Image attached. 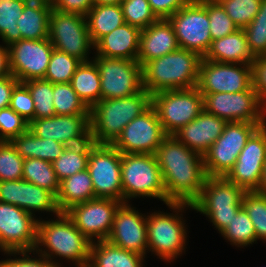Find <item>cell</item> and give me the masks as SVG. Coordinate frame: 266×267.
Here are the masks:
<instances>
[{
    "instance_id": "44dd1931",
    "label": "cell",
    "mask_w": 266,
    "mask_h": 267,
    "mask_svg": "<svg viewBox=\"0 0 266 267\" xmlns=\"http://www.w3.org/2000/svg\"><path fill=\"white\" fill-rule=\"evenodd\" d=\"M29 129L41 139H52L66 146H76L91 140L90 114L34 119L29 123Z\"/></svg>"
},
{
    "instance_id": "83f0119b",
    "label": "cell",
    "mask_w": 266,
    "mask_h": 267,
    "mask_svg": "<svg viewBox=\"0 0 266 267\" xmlns=\"http://www.w3.org/2000/svg\"><path fill=\"white\" fill-rule=\"evenodd\" d=\"M96 242L91 243L88 267H143L145 256L122 249L108 240Z\"/></svg>"
},
{
    "instance_id": "60d3db41",
    "label": "cell",
    "mask_w": 266,
    "mask_h": 267,
    "mask_svg": "<svg viewBox=\"0 0 266 267\" xmlns=\"http://www.w3.org/2000/svg\"><path fill=\"white\" fill-rule=\"evenodd\" d=\"M242 207L253 223L256 241L259 239L266 241V195L256 191L246 192Z\"/></svg>"
},
{
    "instance_id": "e0dca14e",
    "label": "cell",
    "mask_w": 266,
    "mask_h": 267,
    "mask_svg": "<svg viewBox=\"0 0 266 267\" xmlns=\"http://www.w3.org/2000/svg\"><path fill=\"white\" fill-rule=\"evenodd\" d=\"M167 136L155 108L151 106L127 124L112 145L122 154H155Z\"/></svg>"
},
{
    "instance_id": "3957f363",
    "label": "cell",
    "mask_w": 266,
    "mask_h": 267,
    "mask_svg": "<svg viewBox=\"0 0 266 267\" xmlns=\"http://www.w3.org/2000/svg\"><path fill=\"white\" fill-rule=\"evenodd\" d=\"M151 106L152 95L144 88L132 96L100 100L89 109L91 140L112 145L125 126Z\"/></svg>"
},
{
    "instance_id": "816d5d0a",
    "label": "cell",
    "mask_w": 266,
    "mask_h": 267,
    "mask_svg": "<svg viewBox=\"0 0 266 267\" xmlns=\"http://www.w3.org/2000/svg\"><path fill=\"white\" fill-rule=\"evenodd\" d=\"M191 0H148L152 11L159 19H168Z\"/></svg>"
},
{
    "instance_id": "cb8c5ba5",
    "label": "cell",
    "mask_w": 266,
    "mask_h": 267,
    "mask_svg": "<svg viewBox=\"0 0 266 267\" xmlns=\"http://www.w3.org/2000/svg\"><path fill=\"white\" fill-rule=\"evenodd\" d=\"M227 121L205 109L190 123L184 125L174 136L191 150L202 156L222 135Z\"/></svg>"
},
{
    "instance_id": "ac0fdd59",
    "label": "cell",
    "mask_w": 266,
    "mask_h": 267,
    "mask_svg": "<svg viewBox=\"0 0 266 267\" xmlns=\"http://www.w3.org/2000/svg\"><path fill=\"white\" fill-rule=\"evenodd\" d=\"M123 202L108 198H94L74 205L65 213L92 243L107 240L111 233L116 210Z\"/></svg>"
},
{
    "instance_id": "30bf717a",
    "label": "cell",
    "mask_w": 266,
    "mask_h": 267,
    "mask_svg": "<svg viewBox=\"0 0 266 267\" xmlns=\"http://www.w3.org/2000/svg\"><path fill=\"white\" fill-rule=\"evenodd\" d=\"M266 123L227 122L222 135L203 155L207 176H226L250 136Z\"/></svg>"
},
{
    "instance_id": "7dc6e473",
    "label": "cell",
    "mask_w": 266,
    "mask_h": 267,
    "mask_svg": "<svg viewBox=\"0 0 266 267\" xmlns=\"http://www.w3.org/2000/svg\"><path fill=\"white\" fill-rule=\"evenodd\" d=\"M29 129V122L10 106L0 109V141H11Z\"/></svg>"
},
{
    "instance_id": "9c48e42d",
    "label": "cell",
    "mask_w": 266,
    "mask_h": 267,
    "mask_svg": "<svg viewBox=\"0 0 266 267\" xmlns=\"http://www.w3.org/2000/svg\"><path fill=\"white\" fill-rule=\"evenodd\" d=\"M49 40L54 49L88 62L89 50L95 48L88 31L86 16L51 10L49 16Z\"/></svg>"
},
{
    "instance_id": "ab89813d",
    "label": "cell",
    "mask_w": 266,
    "mask_h": 267,
    "mask_svg": "<svg viewBox=\"0 0 266 267\" xmlns=\"http://www.w3.org/2000/svg\"><path fill=\"white\" fill-rule=\"evenodd\" d=\"M23 83L28 87L34 101V119L55 116L53 83L44 79H32Z\"/></svg>"
},
{
    "instance_id": "680465c9",
    "label": "cell",
    "mask_w": 266,
    "mask_h": 267,
    "mask_svg": "<svg viewBox=\"0 0 266 267\" xmlns=\"http://www.w3.org/2000/svg\"><path fill=\"white\" fill-rule=\"evenodd\" d=\"M40 1H46V2H49V3L51 2V0H40Z\"/></svg>"
},
{
    "instance_id": "d4e9b609",
    "label": "cell",
    "mask_w": 266,
    "mask_h": 267,
    "mask_svg": "<svg viewBox=\"0 0 266 267\" xmlns=\"http://www.w3.org/2000/svg\"><path fill=\"white\" fill-rule=\"evenodd\" d=\"M179 48L173 25L168 19H159L141 30L137 61L143 67L147 62Z\"/></svg>"
},
{
    "instance_id": "f907efd6",
    "label": "cell",
    "mask_w": 266,
    "mask_h": 267,
    "mask_svg": "<svg viewBox=\"0 0 266 267\" xmlns=\"http://www.w3.org/2000/svg\"><path fill=\"white\" fill-rule=\"evenodd\" d=\"M251 68L253 89L266 109V56L256 57Z\"/></svg>"
},
{
    "instance_id": "4dcf8cb0",
    "label": "cell",
    "mask_w": 266,
    "mask_h": 267,
    "mask_svg": "<svg viewBox=\"0 0 266 267\" xmlns=\"http://www.w3.org/2000/svg\"><path fill=\"white\" fill-rule=\"evenodd\" d=\"M10 142L23 159L38 158L51 163L59 158L67 147L52 139H41L30 129L14 137Z\"/></svg>"
},
{
    "instance_id": "7402d4cb",
    "label": "cell",
    "mask_w": 266,
    "mask_h": 267,
    "mask_svg": "<svg viewBox=\"0 0 266 267\" xmlns=\"http://www.w3.org/2000/svg\"><path fill=\"white\" fill-rule=\"evenodd\" d=\"M107 240L122 249L145 256L148 252L147 216L130 204L122 203L116 210Z\"/></svg>"
},
{
    "instance_id": "e575fe53",
    "label": "cell",
    "mask_w": 266,
    "mask_h": 267,
    "mask_svg": "<svg viewBox=\"0 0 266 267\" xmlns=\"http://www.w3.org/2000/svg\"><path fill=\"white\" fill-rule=\"evenodd\" d=\"M22 179L51 192L55 197L58 194L59 181L49 161L38 158L24 159Z\"/></svg>"
},
{
    "instance_id": "ee69618b",
    "label": "cell",
    "mask_w": 266,
    "mask_h": 267,
    "mask_svg": "<svg viewBox=\"0 0 266 267\" xmlns=\"http://www.w3.org/2000/svg\"><path fill=\"white\" fill-rule=\"evenodd\" d=\"M125 23L140 30L146 29L159 20L152 11L148 0H122L120 3Z\"/></svg>"
},
{
    "instance_id": "c3c4849f",
    "label": "cell",
    "mask_w": 266,
    "mask_h": 267,
    "mask_svg": "<svg viewBox=\"0 0 266 267\" xmlns=\"http://www.w3.org/2000/svg\"><path fill=\"white\" fill-rule=\"evenodd\" d=\"M10 107L29 123L34 120L35 106L28 87L19 82L13 89Z\"/></svg>"
},
{
    "instance_id": "484cf974",
    "label": "cell",
    "mask_w": 266,
    "mask_h": 267,
    "mask_svg": "<svg viewBox=\"0 0 266 267\" xmlns=\"http://www.w3.org/2000/svg\"><path fill=\"white\" fill-rule=\"evenodd\" d=\"M140 32L139 28L124 23L95 44V56L137 60Z\"/></svg>"
},
{
    "instance_id": "6da1fadb",
    "label": "cell",
    "mask_w": 266,
    "mask_h": 267,
    "mask_svg": "<svg viewBox=\"0 0 266 267\" xmlns=\"http://www.w3.org/2000/svg\"><path fill=\"white\" fill-rule=\"evenodd\" d=\"M166 190V204H193L208 177L203 156L168 135L155 153Z\"/></svg>"
},
{
    "instance_id": "681fc988",
    "label": "cell",
    "mask_w": 266,
    "mask_h": 267,
    "mask_svg": "<svg viewBox=\"0 0 266 267\" xmlns=\"http://www.w3.org/2000/svg\"><path fill=\"white\" fill-rule=\"evenodd\" d=\"M4 254L8 255H21L22 258H14V259H6L3 261H0V267H56L50 260H48L46 257L42 255H38L41 258H29L30 256L28 254L31 253V251H9V252H3Z\"/></svg>"
},
{
    "instance_id": "8fae6325",
    "label": "cell",
    "mask_w": 266,
    "mask_h": 267,
    "mask_svg": "<svg viewBox=\"0 0 266 267\" xmlns=\"http://www.w3.org/2000/svg\"><path fill=\"white\" fill-rule=\"evenodd\" d=\"M100 73L101 100L132 96L143 89L142 66L137 60L95 56Z\"/></svg>"
},
{
    "instance_id": "ffe728a7",
    "label": "cell",
    "mask_w": 266,
    "mask_h": 267,
    "mask_svg": "<svg viewBox=\"0 0 266 267\" xmlns=\"http://www.w3.org/2000/svg\"><path fill=\"white\" fill-rule=\"evenodd\" d=\"M266 160V124L260 126L247 140L233 168L225 176L246 192L257 191Z\"/></svg>"
},
{
    "instance_id": "74e56055",
    "label": "cell",
    "mask_w": 266,
    "mask_h": 267,
    "mask_svg": "<svg viewBox=\"0 0 266 267\" xmlns=\"http://www.w3.org/2000/svg\"><path fill=\"white\" fill-rule=\"evenodd\" d=\"M55 115L90 114L89 108L78 97L71 83L53 84Z\"/></svg>"
},
{
    "instance_id": "6f0895ef",
    "label": "cell",
    "mask_w": 266,
    "mask_h": 267,
    "mask_svg": "<svg viewBox=\"0 0 266 267\" xmlns=\"http://www.w3.org/2000/svg\"><path fill=\"white\" fill-rule=\"evenodd\" d=\"M93 5H116L120 4L122 0H92Z\"/></svg>"
},
{
    "instance_id": "836d02e7",
    "label": "cell",
    "mask_w": 266,
    "mask_h": 267,
    "mask_svg": "<svg viewBox=\"0 0 266 267\" xmlns=\"http://www.w3.org/2000/svg\"><path fill=\"white\" fill-rule=\"evenodd\" d=\"M95 145L92 140H88L76 146H67L64 152L52 162L58 181L74 175L79 171L87 169L90 149Z\"/></svg>"
},
{
    "instance_id": "4fadbf2b",
    "label": "cell",
    "mask_w": 266,
    "mask_h": 267,
    "mask_svg": "<svg viewBox=\"0 0 266 267\" xmlns=\"http://www.w3.org/2000/svg\"><path fill=\"white\" fill-rule=\"evenodd\" d=\"M204 109L227 122L266 123V109L253 86L236 93L201 94Z\"/></svg>"
},
{
    "instance_id": "7c38bea8",
    "label": "cell",
    "mask_w": 266,
    "mask_h": 267,
    "mask_svg": "<svg viewBox=\"0 0 266 267\" xmlns=\"http://www.w3.org/2000/svg\"><path fill=\"white\" fill-rule=\"evenodd\" d=\"M121 161L122 153L113 145L95 144L90 149L87 170L93 182L95 198L123 202Z\"/></svg>"
},
{
    "instance_id": "7bdbcfd3",
    "label": "cell",
    "mask_w": 266,
    "mask_h": 267,
    "mask_svg": "<svg viewBox=\"0 0 266 267\" xmlns=\"http://www.w3.org/2000/svg\"><path fill=\"white\" fill-rule=\"evenodd\" d=\"M198 1L207 9L212 40L225 37L239 29L217 0Z\"/></svg>"
},
{
    "instance_id": "1f68e13d",
    "label": "cell",
    "mask_w": 266,
    "mask_h": 267,
    "mask_svg": "<svg viewBox=\"0 0 266 267\" xmlns=\"http://www.w3.org/2000/svg\"><path fill=\"white\" fill-rule=\"evenodd\" d=\"M86 20L90 38L94 45L103 36L125 23L120 4L93 5L86 15Z\"/></svg>"
},
{
    "instance_id": "603a6c76",
    "label": "cell",
    "mask_w": 266,
    "mask_h": 267,
    "mask_svg": "<svg viewBox=\"0 0 266 267\" xmlns=\"http://www.w3.org/2000/svg\"><path fill=\"white\" fill-rule=\"evenodd\" d=\"M0 202L9 203L26 212H50L56 216L60 213L56 197L49 191L24 179L0 181Z\"/></svg>"
},
{
    "instance_id": "ba28073f",
    "label": "cell",
    "mask_w": 266,
    "mask_h": 267,
    "mask_svg": "<svg viewBox=\"0 0 266 267\" xmlns=\"http://www.w3.org/2000/svg\"><path fill=\"white\" fill-rule=\"evenodd\" d=\"M152 106L167 135H174L204 110V97L199 90H166L152 95Z\"/></svg>"
},
{
    "instance_id": "5bb4252c",
    "label": "cell",
    "mask_w": 266,
    "mask_h": 267,
    "mask_svg": "<svg viewBox=\"0 0 266 267\" xmlns=\"http://www.w3.org/2000/svg\"><path fill=\"white\" fill-rule=\"evenodd\" d=\"M168 20L173 25L179 47L203 58L212 42L207 9L198 0H191Z\"/></svg>"
},
{
    "instance_id": "52a82bcc",
    "label": "cell",
    "mask_w": 266,
    "mask_h": 267,
    "mask_svg": "<svg viewBox=\"0 0 266 267\" xmlns=\"http://www.w3.org/2000/svg\"><path fill=\"white\" fill-rule=\"evenodd\" d=\"M123 203L131 198H158L166 204V190L155 154H122Z\"/></svg>"
},
{
    "instance_id": "d590c367",
    "label": "cell",
    "mask_w": 266,
    "mask_h": 267,
    "mask_svg": "<svg viewBox=\"0 0 266 267\" xmlns=\"http://www.w3.org/2000/svg\"><path fill=\"white\" fill-rule=\"evenodd\" d=\"M29 0H0V37L6 46L21 39L17 21Z\"/></svg>"
},
{
    "instance_id": "bcb514c9",
    "label": "cell",
    "mask_w": 266,
    "mask_h": 267,
    "mask_svg": "<svg viewBox=\"0 0 266 267\" xmlns=\"http://www.w3.org/2000/svg\"><path fill=\"white\" fill-rule=\"evenodd\" d=\"M24 159L9 141H0V181L21 180Z\"/></svg>"
},
{
    "instance_id": "f35d334b",
    "label": "cell",
    "mask_w": 266,
    "mask_h": 267,
    "mask_svg": "<svg viewBox=\"0 0 266 267\" xmlns=\"http://www.w3.org/2000/svg\"><path fill=\"white\" fill-rule=\"evenodd\" d=\"M80 64L79 59L54 49L44 80L53 84L69 83Z\"/></svg>"
},
{
    "instance_id": "9f6ffc18",
    "label": "cell",
    "mask_w": 266,
    "mask_h": 267,
    "mask_svg": "<svg viewBox=\"0 0 266 267\" xmlns=\"http://www.w3.org/2000/svg\"><path fill=\"white\" fill-rule=\"evenodd\" d=\"M256 192L266 195V160L263 166V175H262L261 183Z\"/></svg>"
},
{
    "instance_id": "db71d44e",
    "label": "cell",
    "mask_w": 266,
    "mask_h": 267,
    "mask_svg": "<svg viewBox=\"0 0 266 267\" xmlns=\"http://www.w3.org/2000/svg\"><path fill=\"white\" fill-rule=\"evenodd\" d=\"M18 83L12 74L0 78V109L10 106L12 91Z\"/></svg>"
},
{
    "instance_id": "4316f807",
    "label": "cell",
    "mask_w": 266,
    "mask_h": 267,
    "mask_svg": "<svg viewBox=\"0 0 266 267\" xmlns=\"http://www.w3.org/2000/svg\"><path fill=\"white\" fill-rule=\"evenodd\" d=\"M203 59L220 63L251 65L255 57L249 49L244 30L239 28L225 37L212 40Z\"/></svg>"
},
{
    "instance_id": "d6a6232c",
    "label": "cell",
    "mask_w": 266,
    "mask_h": 267,
    "mask_svg": "<svg viewBox=\"0 0 266 267\" xmlns=\"http://www.w3.org/2000/svg\"><path fill=\"white\" fill-rule=\"evenodd\" d=\"M70 83L89 109L101 100L100 73L93 60L81 62Z\"/></svg>"
},
{
    "instance_id": "d6986e66",
    "label": "cell",
    "mask_w": 266,
    "mask_h": 267,
    "mask_svg": "<svg viewBox=\"0 0 266 267\" xmlns=\"http://www.w3.org/2000/svg\"><path fill=\"white\" fill-rule=\"evenodd\" d=\"M38 219L18 206L0 202V251H34Z\"/></svg>"
},
{
    "instance_id": "f5cc1de1",
    "label": "cell",
    "mask_w": 266,
    "mask_h": 267,
    "mask_svg": "<svg viewBox=\"0 0 266 267\" xmlns=\"http://www.w3.org/2000/svg\"><path fill=\"white\" fill-rule=\"evenodd\" d=\"M53 9L62 12L77 13L86 16L93 7L92 0H51Z\"/></svg>"
},
{
    "instance_id": "f6af8a7d",
    "label": "cell",
    "mask_w": 266,
    "mask_h": 267,
    "mask_svg": "<svg viewBox=\"0 0 266 267\" xmlns=\"http://www.w3.org/2000/svg\"><path fill=\"white\" fill-rule=\"evenodd\" d=\"M238 28L249 25L260 9L262 0H217Z\"/></svg>"
},
{
    "instance_id": "2e32d148",
    "label": "cell",
    "mask_w": 266,
    "mask_h": 267,
    "mask_svg": "<svg viewBox=\"0 0 266 267\" xmlns=\"http://www.w3.org/2000/svg\"><path fill=\"white\" fill-rule=\"evenodd\" d=\"M53 50L49 38L14 42L8 46L10 73L22 83L44 79Z\"/></svg>"
},
{
    "instance_id": "5b68a950",
    "label": "cell",
    "mask_w": 266,
    "mask_h": 267,
    "mask_svg": "<svg viewBox=\"0 0 266 267\" xmlns=\"http://www.w3.org/2000/svg\"><path fill=\"white\" fill-rule=\"evenodd\" d=\"M166 205L177 214L153 212L147 215V241L148 251L154 252L160 259L170 263L184 252L186 246L185 221L178 212H183L185 207L193 209V205L187 203Z\"/></svg>"
},
{
    "instance_id": "11a10c76",
    "label": "cell",
    "mask_w": 266,
    "mask_h": 267,
    "mask_svg": "<svg viewBox=\"0 0 266 267\" xmlns=\"http://www.w3.org/2000/svg\"><path fill=\"white\" fill-rule=\"evenodd\" d=\"M8 47L0 45V78L10 75Z\"/></svg>"
},
{
    "instance_id": "f546056e",
    "label": "cell",
    "mask_w": 266,
    "mask_h": 267,
    "mask_svg": "<svg viewBox=\"0 0 266 267\" xmlns=\"http://www.w3.org/2000/svg\"><path fill=\"white\" fill-rule=\"evenodd\" d=\"M94 198L93 182L87 169L79 171L59 182L56 203L60 213H65L74 205Z\"/></svg>"
},
{
    "instance_id": "277c9868",
    "label": "cell",
    "mask_w": 266,
    "mask_h": 267,
    "mask_svg": "<svg viewBox=\"0 0 266 267\" xmlns=\"http://www.w3.org/2000/svg\"><path fill=\"white\" fill-rule=\"evenodd\" d=\"M202 57L179 48L147 62L142 67L143 88L151 95L166 91L196 87Z\"/></svg>"
},
{
    "instance_id": "f1b7e54d",
    "label": "cell",
    "mask_w": 266,
    "mask_h": 267,
    "mask_svg": "<svg viewBox=\"0 0 266 267\" xmlns=\"http://www.w3.org/2000/svg\"><path fill=\"white\" fill-rule=\"evenodd\" d=\"M51 10L52 6L49 2L29 0L17 21L21 39L42 40L48 38Z\"/></svg>"
},
{
    "instance_id": "7a4b0ae2",
    "label": "cell",
    "mask_w": 266,
    "mask_h": 267,
    "mask_svg": "<svg viewBox=\"0 0 266 267\" xmlns=\"http://www.w3.org/2000/svg\"><path fill=\"white\" fill-rule=\"evenodd\" d=\"M55 220H38L36 252L50 260L56 267H61L54 257L71 260L77 267H88L91 242L74 225L66 213H59ZM42 220V221H41ZM46 248L43 250V246Z\"/></svg>"
},
{
    "instance_id": "8992f818",
    "label": "cell",
    "mask_w": 266,
    "mask_h": 267,
    "mask_svg": "<svg viewBox=\"0 0 266 267\" xmlns=\"http://www.w3.org/2000/svg\"><path fill=\"white\" fill-rule=\"evenodd\" d=\"M245 193L225 176H208L193 209L208 217L221 232L242 208Z\"/></svg>"
},
{
    "instance_id": "9a60e30c",
    "label": "cell",
    "mask_w": 266,
    "mask_h": 267,
    "mask_svg": "<svg viewBox=\"0 0 266 267\" xmlns=\"http://www.w3.org/2000/svg\"><path fill=\"white\" fill-rule=\"evenodd\" d=\"M251 87V65L220 63L202 58L196 85L201 94L236 93Z\"/></svg>"
},
{
    "instance_id": "b9f144b4",
    "label": "cell",
    "mask_w": 266,
    "mask_h": 267,
    "mask_svg": "<svg viewBox=\"0 0 266 267\" xmlns=\"http://www.w3.org/2000/svg\"><path fill=\"white\" fill-rule=\"evenodd\" d=\"M243 30L253 56H266V0L261 1L258 13Z\"/></svg>"
},
{
    "instance_id": "8d00e7d4",
    "label": "cell",
    "mask_w": 266,
    "mask_h": 267,
    "mask_svg": "<svg viewBox=\"0 0 266 267\" xmlns=\"http://www.w3.org/2000/svg\"><path fill=\"white\" fill-rule=\"evenodd\" d=\"M220 233L231 245L237 247H246L257 242L253 223L243 207Z\"/></svg>"
}]
</instances>
